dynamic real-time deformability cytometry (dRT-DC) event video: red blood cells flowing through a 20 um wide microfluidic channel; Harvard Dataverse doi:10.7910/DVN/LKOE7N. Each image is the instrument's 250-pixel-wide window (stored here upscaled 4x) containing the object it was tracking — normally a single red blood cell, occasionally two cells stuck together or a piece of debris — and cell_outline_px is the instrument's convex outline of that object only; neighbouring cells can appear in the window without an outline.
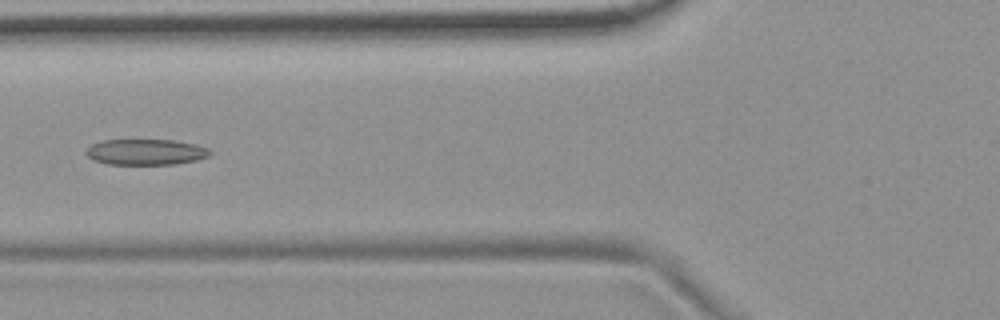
{"species": "common noctule bat (a hibernating species)", "species_latin": "Nyctalus noctula", "temperature_condition": "room temperature", "stored_images_in_passage": 10, "camera_frame_rate_fps": 3000, "um_per_image_px": 0.085, "animal": {"sex": "female", "body_mass_g": 19.9}, "frame": {"image": 1, "passage_image": 5, "time_ms": 4.667, "image_size_px": [1000, 320], "cell_outline_px": [[212, 152], [208, 156], [196, 160], [176, 164], [108, 164], [92, 160], [84, 152], [92, 144], [104, 140], [172, 140], [196, 144], [208, 148]], "centroid_in_image_um": [12.39, 12.92], "position_along_channel_um": 113.4, "area_um2": 18.61}}
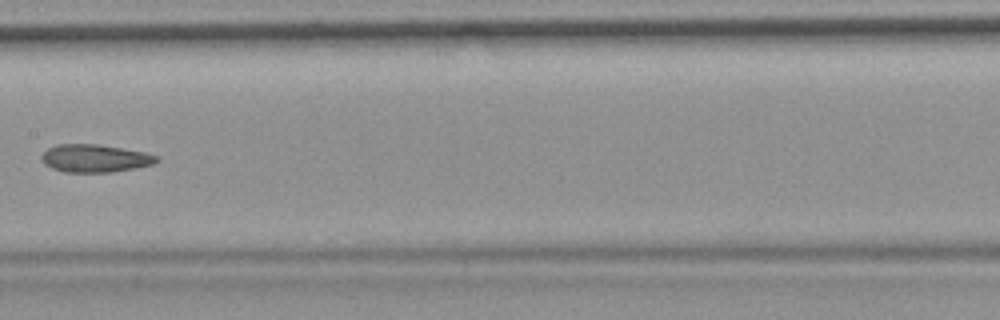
{"frame": {"image": 2, "passage_image": 7, "time_ms": 7.0, "image_size_px": [1000, 320], "cell_outline_px": [[160, 160], [152, 164], [112, 172], [64, 172], [52, 168], [44, 164], [40, 156], [48, 148], [56, 144], [96, 144], [144, 152], [160, 156]], "centroid_in_image_um": [8.05, 13.45], "position_along_channel_um": 199.4, "area_um2": 18.55}}
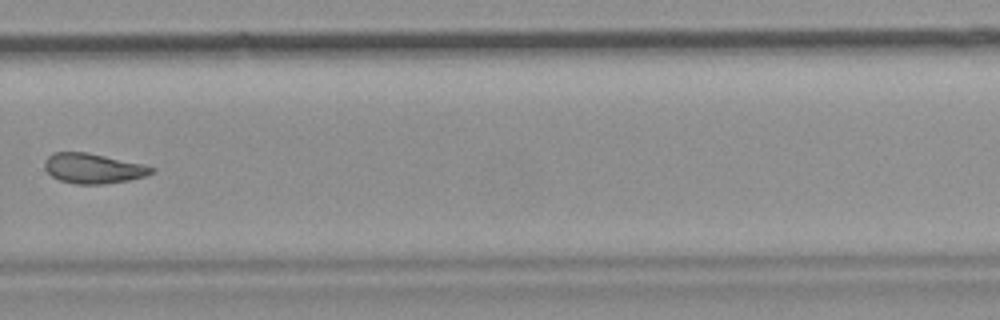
{"frame": {"image": 3, "passage_image": 10, "time_ms": 10.333, "image_size_px": [1000, 320], "cell_outline_px": [[156, 168], [152, 172], [144, 176], [128, 180], [104, 184], [76, 184], [60, 180], [52, 176], [44, 168], [44, 160], [52, 152], [88, 152], [144, 164]], "centroid_in_image_um": [7.9, 14.3], "position_along_channel_um": 321.9, "area_um2": 18.73}}